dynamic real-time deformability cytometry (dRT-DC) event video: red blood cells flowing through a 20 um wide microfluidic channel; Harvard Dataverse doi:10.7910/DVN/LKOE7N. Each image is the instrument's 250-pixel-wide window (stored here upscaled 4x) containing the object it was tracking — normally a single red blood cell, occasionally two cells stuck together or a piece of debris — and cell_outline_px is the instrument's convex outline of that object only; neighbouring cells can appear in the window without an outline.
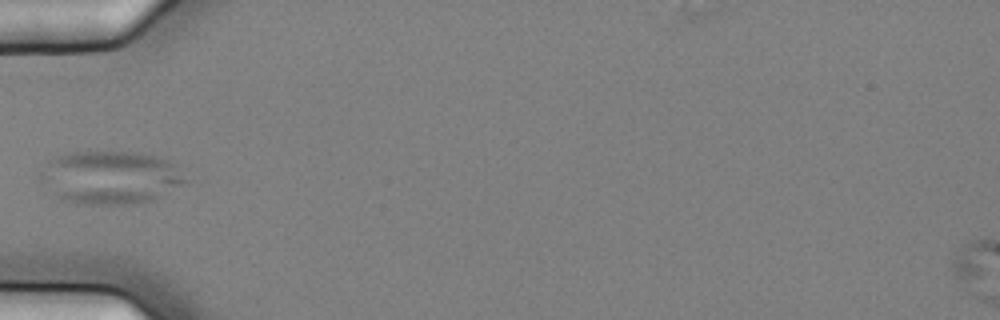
{"species": "common noctule bat (a hibernating species)", "species_latin": "Nyctalus noctula", "temperature_condition": "cold", "stored_images_in_passage": 6, "camera_frame_rate_fps": 3000, "um_per_image_px": 0.085, "animal": {"sex": "female", "body_mass_g": 25.1}, "frame": {"image": 1, "passage_image": 6, "time_ms": 1.667, "image_size_px": [1000, 320], "cell_outline_px": [[196, 180], [152, 200], [132, 204], [76, 204], [64, 200], [56, 196], [36, 176], [48, 160], [56, 156], [68, 152], [136, 152], [156, 156], [168, 160], [176, 164]], "centroid_in_image_um": [9.47, 15.08], "position_along_channel_um": 75.5, "area_um2": 46.07}}